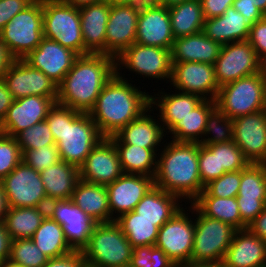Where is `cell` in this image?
<instances>
[{
	"instance_id": "cell-1",
	"label": "cell",
	"mask_w": 266,
	"mask_h": 267,
	"mask_svg": "<svg viewBox=\"0 0 266 267\" xmlns=\"http://www.w3.org/2000/svg\"><path fill=\"white\" fill-rule=\"evenodd\" d=\"M121 74L122 71L116 72L107 82L89 112L104 137L115 135L150 108L149 93L142 92Z\"/></svg>"
},
{
	"instance_id": "cell-2",
	"label": "cell",
	"mask_w": 266,
	"mask_h": 267,
	"mask_svg": "<svg viewBox=\"0 0 266 267\" xmlns=\"http://www.w3.org/2000/svg\"><path fill=\"white\" fill-rule=\"evenodd\" d=\"M116 73L115 58L107 54L79 55L58 85L57 103L89 113L103 87Z\"/></svg>"
},
{
	"instance_id": "cell-3",
	"label": "cell",
	"mask_w": 266,
	"mask_h": 267,
	"mask_svg": "<svg viewBox=\"0 0 266 267\" xmlns=\"http://www.w3.org/2000/svg\"><path fill=\"white\" fill-rule=\"evenodd\" d=\"M164 145L157 156L154 186L191 203L205 189L198 167V143L170 140Z\"/></svg>"
},
{
	"instance_id": "cell-4",
	"label": "cell",
	"mask_w": 266,
	"mask_h": 267,
	"mask_svg": "<svg viewBox=\"0 0 266 267\" xmlns=\"http://www.w3.org/2000/svg\"><path fill=\"white\" fill-rule=\"evenodd\" d=\"M61 161L80 167L92 149L105 138L89 113L55 103L45 119Z\"/></svg>"
},
{
	"instance_id": "cell-5",
	"label": "cell",
	"mask_w": 266,
	"mask_h": 267,
	"mask_svg": "<svg viewBox=\"0 0 266 267\" xmlns=\"http://www.w3.org/2000/svg\"><path fill=\"white\" fill-rule=\"evenodd\" d=\"M133 247L115 222L96 223L82 250L86 267H128Z\"/></svg>"
},
{
	"instance_id": "cell-6",
	"label": "cell",
	"mask_w": 266,
	"mask_h": 267,
	"mask_svg": "<svg viewBox=\"0 0 266 267\" xmlns=\"http://www.w3.org/2000/svg\"><path fill=\"white\" fill-rule=\"evenodd\" d=\"M215 103L231 119L266 109V80L256 73L227 83L219 88Z\"/></svg>"
},
{
	"instance_id": "cell-7",
	"label": "cell",
	"mask_w": 266,
	"mask_h": 267,
	"mask_svg": "<svg viewBox=\"0 0 266 267\" xmlns=\"http://www.w3.org/2000/svg\"><path fill=\"white\" fill-rule=\"evenodd\" d=\"M15 59H24L43 38V0H34L12 17L0 32Z\"/></svg>"
},
{
	"instance_id": "cell-8",
	"label": "cell",
	"mask_w": 266,
	"mask_h": 267,
	"mask_svg": "<svg viewBox=\"0 0 266 267\" xmlns=\"http://www.w3.org/2000/svg\"><path fill=\"white\" fill-rule=\"evenodd\" d=\"M196 214L191 262L222 263L237 229L228 223L202 215L192 204Z\"/></svg>"
},
{
	"instance_id": "cell-9",
	"label": "cell",
	"mask_w": 266,
	"mask_h": 267,
	"mask_svg": "<svg viewBox=\"0 0 266 267\" xmlns=\"http://www.w3.org/2000/svg\"><path fill=\"white\" fill-rule=\"evenodd\" d=\"M43 37L84 55L79 8L61 0H43Z\"/></svg>"
},
{
	"instance_id": "cell-10",
	"label": "cell",
	"mask_w": 266,
	"mask_h": 267,
	"mask_svg": "<svg viewBox=\"0 0 266 267\" xmlns=\"http://www.w3.org/2000/svg\"><path fill=\"white\" fill-rule=\"evenodd\" d=\"M116 72L122 68L144 78L167 80L172 74L171 50L133 43L115 58ZM169 79V80H168Z\"/></svg>"
},
{
	"instance_id": "cell-11",
	"label": "cell",
	"mask_w": 266,
	"mask_h": 267,
	"mask_svg": "<svg viewBox=\"0 0 266 267\" xmlns=\"http://www.w3.org/2000/svg\"><path fill=\"white\" fill-rule=\"evenodd\" d=\"M7 207H47L40 173L21 161L1 181Z\"/></svg>"
},
{
	"instance_id": "cell-12",
	"label": "cell",
	"mask_w": 266,
	"mask_h": 267,
	"mask_svg": "<svg viewBox=\"0 0 266 267\" xmlns=\"http://www.w3.org/2000/svg\"><path fill=\"white\" fill-rule=\"evenodd\" d=\"M183 208L159 228L155 243V247L163 250L175 265L191 262L193 252L195 218L192 219Z\"/></svg>"
},
{
	"instance_id": "cell-13",
	"label": "cell",
	"mask_w": 266,
	"mask_h": 267,
	"mask_svg": "<svg viewBox=\"0 0 266 267\" xmlns=\"http://www.w3.org/2000/svg\"><path fill=\"white\" fill-rule=\"evenodd\" d=\"M258 59L247 40L222 45L214 64L219 87L258 73Z\"/></svg>"
},
{
	"instance_id": "cell-14",
	"label": "cell",
	"mask_w": 266,
	"mask_h": 267,
	"mask_svg": "<svg viewBox=\"0 0 266 267\" xmlns=\"http://www.w3.org/2000/svg\"><path fill=\"white\" fill-rule=\"evenodd\" d=\"M170 84L179 92L214 101L220 88L214 65L201 62H172Z\"/></svg>"
},
{
	"instance_id": "cell-15",
	"label": "cell",
	"mask_w": 266,
	"mask_h": 267,
	"mask_svg": "<svg viewBox=\"0 0 266 267\" xmlns=\"http://www.w3.org/2000/svg\"><path fill=\"white\" fill-rule=\"evenodd\" d=\"M3 80L14 100L31 95L58 96V85L24 59H16L6 71Z\"/></svg>"
},
{
	"instance_id": "cell-16",
	"label": "cell",
	"mask_w": 266,
	"mask_h": 267,
	"mask_svg": "<svg viewBox=\"0 0 266 267\" xmlns=\"http://www.w3.org/2000/svg\"><path fill=\"white\" fill-rule=\"evenodd\" d=\"M236 200L242 222L248 226L266 207V163H250L241 170Z\"/></svg>"
},
{
	"instance_id": "cell-17",
	"label": "cell",
	"mask_w": 266,
	"mask_h": 267,
	"mask_svg": "<svg viewBox=\"0 0 266 267\" xmlns=\"http://www.w3.org/2000/svg\"><path fill=\"white\" fill-rule=\"evenodd\" d=\"M47 215L63 227L66 240L74 251H82L88 245L96 223L71 200L49 201Z\"/></svg>"
},
{
	"instance_id": "cell-18",
	"label": "cell",
	"mask_w": 266,
	"mask_h": 267,
	"mask_svg": "<svg viewBox=\"0 0 266 267\" xmlns=\"http://www.w3.org/2000/svg\"><path fill=\"white\" fill-rule=\"evenodd\" d=\"M140 6L111 4L106 26L105 54L116 58L135 43Z\"/></svg>"
},
{
	"instance_id": "cell-19",
	"label": "cell",
	"mask_w": 266,
	"mask_h": 267,
	"mask_svg": "<svg viewBox=\"0 0 266 267\" xmlns=\"http://www.w3.org/2000/svg\"><path fill=\"white\" fill-rule=\"evenodd\" d=\"M233 141L250 163H266V109L233 119Z\"/></svg>"
},
{
	"instance_id": "cell-20",
	"label": "cell",
	"mask_w": 266,
	"mask_h": 267,
	"mask_svg": "<svg viewBox=\"0 0 266 267\" xmlns=\"http://www.w3.org/2000/svg\"><path fill=\"white\" fill-rule=\"evenodd\" d=\"M56 102L57 97L35 95L13 100L0 123V132L15 137L19 132L44 121Z\"/></svg>"
},
{
	"instance_id": "cell-21",
	"label": "cell",
	"mask_w": 266,
	"mask_h": 267,
	"mask_svg": "<svg viewBox=\"0 0 266 267\" xmlns=\"http://www.w3.org/2000/svg\"><path fill=\"white\" fill-rule=\"evenodd\" d=\"M153 186V177L127 173H123L114 182L107 184L112 222L121 215L133 211Z\"/></svg>"
},
{
	"instance_id": "cell-22",
	"label": "cell",
	"mask_w": 266,
	"mask_h": 267,
	"mask_svg": "<svg viewBox=\"0 0 266 267\" xmlns=\"http://www.w3.org/2000/svg\"><path fill=\"white\" fill-rule=\"evenodd\" d=\"M79 173L80 180L100 185L110 184L123 174L116 147L108 137L92 149Z\"/></svg>"
},
{
	"instance_id": "cell-23",
	"label": "cell",
	"mask_w": 266,
	"mask_h": 267,
	"mask_svg": "<svg viewBox=\"0 0 266 267\" xmlns=\"http://www.w3.org/2000/svg\"><path fill=\"white\" fill-rule=\"evenodd\" d=\"M174 40L168 7L157 4L142 5L135 43L171 50Z\"/></svg>"
},
{
	"instance_id": "cell-24",
	"label": "cell",
	"mask_w": 266,
	"mask_h": 267,
	"mask_svg": "<svg viewBox=\"0 0 266 267\" xmlns=\"http://www.w3.org/2000/svg\"><path fill=\"white\" fill-rule=\"evenodd\" d=\"M78 56L73 50L43 37L37 48L31 51L24 60L59 85Z\"/></svg>"
},
{
	"instance_id": "cell-25",
	"label": "cell",
	"mask_w": 266,
	"mask_h": 267,
	"mask_svg": "<svg viewBox=\"0 0 266 267\" xmlns=\"http://www.w3.org/2000/svg\"><path fill=\"white\" fill-rule=\"evenodd\" d=\"M151 111L153 109L150 107L139 118L131 121L115 135L108 138L113 144H130L149 149H159V146L164 143L163 137L169 134L164 133L162 123L153 115L151 116Z\"/></svg>"
},
{
	"instance_id": "cell-26",
	"label": "cell",
	"mask_w": 266,
	"mask_h": 267,
	"mask_svg": "<svg viewBox=\"0 0 266 267\" xmlns=\"http://www.w3.org/2000/svg\"><path fill=\"white\" fill-rule=\"evenodd\" d=\"M222 264L223 267H266V242L247 228L237 230Z\"/></svg>"
},
{
	"instance_id": "cell-27",
	"label": "cell",
	"mask_w": 266,
	"mask_h": 267,
	"mask_svg": "<svg viewBox=\"0 0 266 267\" xmlns=\"http://www.w3.org/2000/svg\"><path fill=\"white\" fill-rule=\"evenodd\" d=\"M110 6V2H98L79 8L84 55L105 54L106 26Z\"/></svg>"
},
{
	"instance_id": "cell-28",
	"label": "cell",
	"mask_w": 266,
	"mask_h": 267,
	"mask_svg": "<svg viewBox=\"0 0 266 267\" xmlns=\"http://www.w3.org/2000/svg\"><path fill=\"white\" fill-rule=\"evenodd\" d=\"M203 100L204 99L198 95L178 91L176 92V90L174 94H167L165 91H159L157 94L154 93L153 96L150 95V107L153 110L154 107L156 110L159 109L160 115L157 114V117L162 123L165 133L167 134Z\"/></svg>"
},
{
	"instance_id": "cell-29",
	"label": "cell",
	"mask_w": 266,
	"mask_h": 267,
	"mask_svg": "<svg viewBox=\"0 0 266 267\" xmlns=\"http://www.w3.org/2000/svg\"><path fill=\"white\" fill-rule=\"evenodd\" d=\"M250 28L251 24L232 6L221 16L205 19L202 32L222 46L247 40Z\"/></svg>"
},
{
	"instance_id": "cell-30",
	"label": "cell",
	"mask_w": 266,
	"mask_h": 267,
	"mask_svg": "<svg viewBox=\"0 0 266 267\" xmlns=\"http://www.w3.org/2000/svg\"><path fill=\"white\" fill-rule=\"evenodd\" d=\"M221 45L203 32L176 38L171 48L172 62L215 64Z\"/></svg>"
},
{
	"instance_id": "cell-31",
	"label": "cell",
	"mask_w": 266,
	"mask_h": 267,
	"mask_svg": "<svg viewBox=\"0 0 266 267\" xmlns=\"http://www.w3.org/2000/svg\"><path fill=\"white\" fill-rule=\"evenodd\" d=\"M70 200L95 223L112 222L106 185L79 180Z\"/></svg>"
},
{
	"instance_id": "cell-32",
	"label": "cell",
	"mask_w": 266,
	"mask_h": 267,
	"mask_svg": "<svg viewBox=\"0 0 266 267\" xmlns=\"http://www.w3.org/2000/svg\"><path fill=\"white\" fill-rule=\"evenodd\" d=\"M48 201L70 200L80 180L79 167L59 161L40 172Z\"/></svg>"
},
{
	"instance_id": "cell-33",
	"label": "cell",
	"mask_w": 266,
	"mask_h": 267,
	"mask_svg": "<svg viewBox=\"0 0 266 267\" xmlns=\"http://www.w3.org/2000/svg\"><path fill=\"white\" fill-rule=\"evenodd\" d=\"M180 201L178 196L153 186L138 202L134 211L139 217L156 222V226L160 228L182 208Z\"/></svg>"
},
{
	"instance_id": "cell-34",
	"label": "cell",
	"mask_w": 266,
	"mask_h": 267,
	"mask_svg": "<svg viewBox=\"0 0 266 267\" xmlns=\"http://www.w3.org/2000/svg\"><path fill=\"white\" fill-rule=\"evenodd\" d=\"M47 216V207H7L4 224L10 238L31 239Z\"/></svg>"
},
{
	"instance_id": "cell-35",
	"label": "cell",
	"mask_w": 266,
	"mask_h": 267,
	"mask_svg": "<svg viewBox=\"0 0 266 267\" xmlns=\"http://www.w3.org/2000/svg\"><path fill=\"white\" fill-rule=\"evenodd\" d=\"M173 36L176 38L202 32L205 17L201 0H188L168 7Z\"/></svg>"
},
{
	"instance_id": "cell-36",
	"label": "cell",
	"mask_w": 266,
	"mask_h": 267,
	"mask_svg": "<svg viewBox=\"0 0 266 267\" xmlns=\"http://www.w3.org/2000/svg\"><path fill=\"white\" fill-rule=\"evenodd\" d=\"M123 173L153 177L157 167V151L130 144H114Z\"/></svg>"
},
{
	"instance_id": "cell-37",
	"label": "cell",
	"mask_w": 266,
	"mask_h": 267,
	"mask_svg": "<svg viewBox=\"0 0 266 267\" xmlns=\"http://www.w3.org/2000/svg\"><path fill=\"white\" fill-rule=\"evenodd\" d=\"M192 204L202 215L228 223L237 230L246 229L236 197L197 196Z\"/></svg>"
},
{
	"instance_id": "cell-38",
	"label": "cell",
	"mask_w": 266,
	"mask_h": 267,
	"mask_svg": "<svg viewBox=\"0 0 266 267\" xmlns=\"http://www.w3.org/2000/svg\"><path fill=\"white\" fill-rule=\"evenodd\" d=\"M215 107L214 100H203L168 132L173 135L170 139L199 143L205 132L207 118Z\"/></svg>"
},
{
	"instance_id": "cell-39",
	"label": "cell",
	"mask_w": 266,
	"mask_h": 267,
	"mask_svg": "<svg viewBox=\"0 0 266 267\" xmlns=\"http://www.w3.org/2000/svg\"><path fill=\"white\" fill-rule=\"evenodd\" d=\"M31 239L49 259L62 257L74 251L66 240L63 227L48 215Z\"/></svg>"
},
{
	"instance_id": "cell-40",
	"label": "cell",
	"mask_w": 266,
	"mask_h": 267,
	"mask_svg": "<svg viewBox=\"0 0 266 267\" xmlns=\"http://www.w3.org/2000/svg\"><path fill=\"white\" fill-rule=\"evenodd\" d=\"M132 247L155 245L159 228L156 222L139 217L134 210L115 220Z\"/></svg>"
},
{
	"instance_id": "cell-41",
	"label": "cell",
	"mask_w": 266,
	"mask_h": 267,
	"mask_svg": "<svg viewBox=\"0 0 266 267\" xmlns=\"http://www.w3.org/2000/svg\"><path fill=\"white\" fill-rule=\"evenodd\" d=\"M233 131V119L216 106L207 118L205 132L199 144L206 146L233 141Z\"/></svg>"
},
{
	"instance_id": "cell-42",
	"label": "cell",
	"mask_w": 266,
	"mask_h": 267,
	"mask_svg": "<svg viewBox=\"0 0 266 267\" xmlns=\"http://www.w3.org/2000/svg\"><path fill=\"white\" fill-rule=\"evenodd\" d=\"M48 259L32 239H16L11 242L9 261L13 264L23 267H43Z\"/></svg>"
},
{
	"instance_id": "cell-43",
	"label": "cell",
	"mask_w": 266,
	"mask_h": 267,
	"mask_svg": "<svg viewBox=\"0 0 266 267\" xmlns=\"http://www.w3.org/2000/svg\"><path fill=\"white\" fill-rule=\"evenodd\" d=\"M217 162L218 178L226 172L239 171L250 164L234 141L217 144Z\"/></svg>"
},
{
	"instance_id": "cell-44",
	"label": "cell",
	"mask_w": 266,
	"mask_h": 267,
	"mask_svg": "<svg viewBox=\"0 0 266 267\" xmlns=\"http://www.w3.org/2000/svg\"><path fill=\"white\" fill-rule=\"evenodd\" d=\"M15 138L20 146L21 153L26 150H34L46 145L56 144L45 120L19 132Z\"/></svg>"
},
{
	"instance_id": "cell-45",
	"label": "cell",
	"mask_w": 266,
	"mask_h": 267,
	"mask_svg": "<svg viewBox=\"0 0 266 267\" xmlns=\"http://www.w3.org/2000/svg\"><path fill=\"white\" fill-rule=\"evenodd\" d=\"M166 253L155 245L137 246L132 250L129 267H175Z\"/></svg>"
},
{
	"instance_id": "cell-46",
	"label": "cell",
	"mask_w": 266,
	"mask_h": 267,
	"mask_svg": "<svg viewBox=\"0 0 266 267\" xmlns=\"http://www.w3.org/2000/svg\"><path fill=\"white\" fill-rule=\"evenodd\" d=\"M241 170L226 172L212 180L198 196H215L222 198L236 197L240 187Z\"/></svg>"
},
{
	"instance_id": "cell-47",
	"label": "cell",
	"mask_w": 266,
	"mask_h": 267,
	"mask_svg": "<svg viewBox=\"0 0 266 267\" xmlns=\"http://www.w3.org/2000/svg\"><path fill=\"white\" fill-rule=\"evenodd\" d=\"M21 161L22 153L16 138L0 132V181Z\"/></svg>"
},
{
	"instance_id": "cell-48",
	"label": "cell",
	"mask_w": 266,
	"mask_h": 267,
	"mask_svg": "<svg viewBox=\"0 0 266 267\" xmlns=\"http://www.w3.org/2000/svg\"><path fill=\"white\" fill-rule=\"evenodd\" d=\"M22 161L40 173L60 161L59 151L56 144L26 150L22 153Z\"/></svg>"
},
{
	"instance_id": "cell-49",
	"label": "cell",
	"mask_w": 266,
	"mask_h": 267,
	"mask_svg": "<svg viewBox=\"0 0 266 267\" xmlns=\"http://www.w3.org/2000/svg\"><path fill=\"white\" fill-rule=\"evenodd\" d=\"M198 167L204 187L218 178L217 144L204 146L198 143Z\"/></svg>"
},
{
	"instance_id": "cell-50",
	"label": "cell",
	"mask_w": 266,
	"mask_h": 267,
	"mask_svg": "<svg viewBox=\"0 0 266 267\" xmlns=\"http://www.w3.org/2000/svg\"><path fill=\"white\" fill-rule=\"evenodd\" d=\"M247 41L258 57L266 53V17L251 25Z\"/></svg>"
},
{
	"instance_id": "cell-51",
	"label": "cell",
	"mask_w": 266,
	"mask_h": 267,
	"mask_svg": "<svg viewBox=\"0 0 266 267\" xmlns=\"http://www.w3.org/2000/svg\"><path fill=\"white\" fill-rule=\"evenodd\" d=\"M34 0H0V32L14 15L29 6Z\"/></svg>"
},
{
	"instance_id": "cell-52",
	"label": "cell",
	"mask_w": 266,
	"mask_h": 267,
	"mask_svg": "<svg viewBox=\"0 0 266 267\" xmlns=\"http://www.w3.org/2000/svg\"><path fill=\"white\" fill-rule=\"evenodd\" d=\"M43 267H86V264L82 251H72L62 257L48 259Z\"/></svg>"
},
{
	"instance_id": "cell-53",
	"label": "cell",
	"mask_w": 266,
	"mask_h": 267,
	"mask_svg": "<svg viewBox=\"0 0 266 267\" xmlns=\"http://www.w3.org/2000/svg\"><path fill=\"white\" fill-rule=\"evenodd\" d=\"M234 0H201L205 19L221 16Z\"/></svg>"
},
{
	"instance_id": "cell-54",
	"label": "cell",
	"mask_w": 266,
	"mask_h": 267,
	"mask_svg": "<svg viewBox=\"0 0 266 267\" xmlns=\"http://www.w3.org/2000/svg\"><path fill=\"white\" fill-rule=\"evenodd\" d=\"M233 7L236 11L240 12L251 25L265 17L258 7L249 2L234 0Z\"/></svg>"
},
{
	"instance_id": "cell-55",
	"label": "cell",
	"mask_w": 266,
	"mask_h": 267,
	"mask_svg": "<svg viewBox=\"0 0 266 267\" xmlns=\"http://www.w3.org/2000/svg\"><path fill=\"white\" fill-rule=\"evenodd\" d=\"M12 239L8 234L4 221L0 222V264L9 261Z\"/></svg>"
},
{
	"instance_id": "cell-56",
	"label": "cell",
	"mask_w": 266,
	"mask_h": 267,
	"mask_svg": "<svg viewBox=\"0 0 266 267\" xmlns=\"http://www.w3.org/2000/svg\"><path fill=\"white\" fill-rule=\"evenodd\" d=\"M253 234L266 242V207L264 210L247 226Z\"/></svg>"
},
{
	"instance_id": "cell-57",
	"label": "cell",
	"mask_w": 266,
	"mask_h": 267,
	"mask_svg": "<svg viewBox=\"0 0 266 267\" xmlns=\"http://www.w3.org/2000/svg\"><path fill=\"white\" fill-rule=\"evenodd\" d=\"M13 97L3 79H0V123L5 118L8 108L13 102Z\"/></svg>"
},
{
	"instance_id": "cell-58",
	"label": "cell",
	"mask_w": 266,
	"mask_h": 267,
	"mask_svg": "<svg viewBox=\"0 0 266 267\" xmlns=\"http://www.w3.org/2000/svg\"><path fill=\"white\" fill-rule=\"evenodd\" d=\"M15 60L8 46L0 38V79H3L6 71Z\"/></svg>"
},
{
	"instance_id": "cell-59",
	"label": "cell",
	"mask_w": 266,
	"mask_h": 267,
	"mask_svg": "<svg viewBox=\"0 0 266 267\" xmlns=\"http://www.w3.org/2000/svg\"><path fill=\"white\" fill-rule=\"evenodd\" d=\"M61 1L73 7H77V8H80L82 6H86L92 3L108 2V0H61Z\"/></svg>"
},
{
	"instance_id": "cell-60",
	"label": "cell",
	"mask_w": 266,
	"mask_h": 267,
	"mask_svg": "<svg viewBox=\"0 0 266 267\" xmlns=\"http://www.w3.org/2000/svg\"><path fill=\"white\" fill-rule=\"evenodd\" d=\"M175 267H223L222 263L186 262Z\"/></svg>"
},
{
	"instance_id": "cell-61",
	"label": "cell",
	"mask_w": 266,
	"mask_h": 267,
	"mask_svg": "<svg viewBox=\"0 0 266 267\" xmlns=\"http://www.w3.org/2000/svg\"><path fill=\"white\" fill-rule=\"evenodd\" d=\"M6 210H7V205L5 200V194L3 191L2 183L0 182V222L4 221Z\"/></svg>"
},
{
	"instance_id": "cell-62",
	"label": "cell",
	"mask_w": 266,
	"mask_h": 267,
	"mask_svg": "<svg viewBox=\"0 0 266 267\" xmlns=\"http://www.w3.org/2000/svg\"><path fill=\"white\" fill-rule=\"evenodd\" d=\"M258 73L266 80V53L259 56Z\"/></svg>"
},
{
	"instance_id": "cell-63",
	"label": "cell",
	"mask_w": 266,
	"mask_h": 267,
	"mask_svg": "<svg viewBox=\"0 0 266 267\" xmlns=\"http://www.w3.org/2000/svg\"><path fill=\"white\" fill-rule=\"evenodd\" d=\"M111 4H126V5H135L142 6L144 5V0H108Z\"/></svg>"
},
{
	"instance_id": "cell-64",
	"label": "cell",
	"mask_w": 266,
	"mask_h": 267,
	"mask_svg": "<svg viewBox=\"0 0 266 267\" xmlns=\"http://www.w3.org/2000/svg\"><path fill=\"white\" fill-rule=\"evenodd\" d=\"M241 2H249L252 5L258 7L261 12L266 15V0H239Z\"/></svg>"
},
{
	"instance_id": "cell-65",
	"label": "cell",
	"mask_w": 266,
	"mask_h": 267,
	"mask_svg": "<svg viewBox=\"0 0 266 267\" xmlns=\"http://www.w3.org/2000/svg\"><path fill=\"white\" fill-rule=\"evenodd\" d=\"M165 5L166 6V0H144V5Z\"/></svg>"
},
{
	"instance_id": "cell-66",
	"label": "cell",
	"mask_w": 266,
	"mask_h": 267,
	"mask_svg": "<svg viewBox=\"0 0 266 267\" xmlns=\"http://www.w3.org/2000/svg\"><path fill=\"white\" fill-rule=\"evenodd\" d=\"M184 1H188V0H166V7H170L174 4L182 3Z\"/></svg>"
},
{
	"instance_id": "cell-67",
	"label": "cell",
	"mask_w": 266,
	"mask_h": 267,
	"mask_svg": "<svg viewBox=\"0 0 266 267\" xmlns=\"http://www.w3.org/2000/svg\"><path fill=\"white\" fill-rule=\"evenodd\" d=\"M0 267H23V266L13 264L10 261H5L0 264Z\"/></svg>"
}]
</instances>
